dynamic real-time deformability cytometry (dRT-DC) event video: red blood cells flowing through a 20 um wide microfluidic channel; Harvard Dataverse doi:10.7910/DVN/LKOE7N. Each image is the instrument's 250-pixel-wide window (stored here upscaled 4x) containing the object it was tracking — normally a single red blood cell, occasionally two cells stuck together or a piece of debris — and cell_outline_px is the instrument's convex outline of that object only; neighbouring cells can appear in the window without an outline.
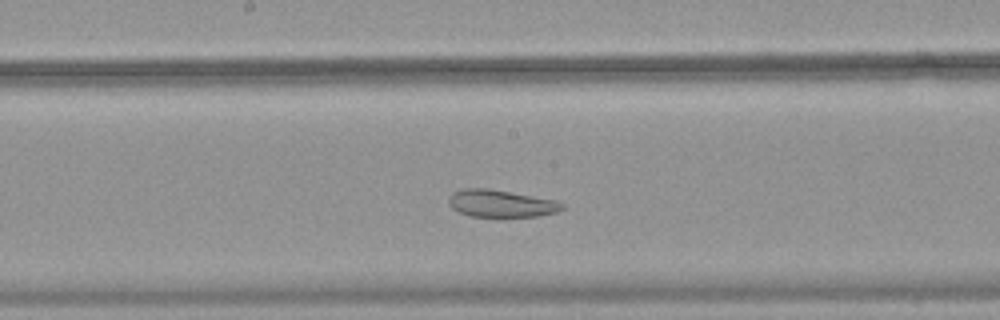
{"species": "common noctule bat (a hibernating species)", "species_latin": "Nyctalus noctula", "temperature_condition": "warm", "stored_images_in_passage": 39, "camera_frame_rate_fps": 3000, "um_per_image_px": 0.085, "animal": {"sex": "female", "body_mass_g": 18.4}, "frame": {"image": 1, "passage_image": 21, "time_ms": 6.667, "image_size_px": [1000, 320], "cell_outline_px": [[564, 208], [556, 212], [540, 216], [468, 216], [452, 208], [448, 204], [448, 196], [452, 192], [464, 188], [488, 188], [556, 200], [564, 204]], "centroid_in_image_um": [42.56, 17.29], "position_along_channel_um": 205.6, "area_um2": 18.03}}
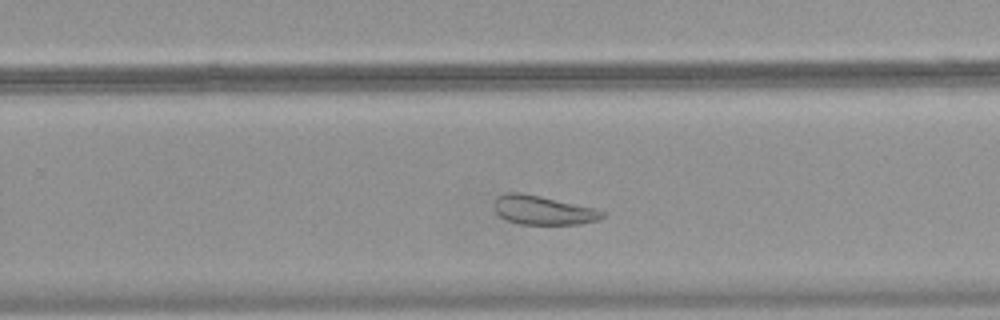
{"frame": {"image": 2, "passage_image": 27, "time_ms": 8.667, "image_size_px": [1000, 320], "cell_outline_px": [[604, 216], [596, 220], [580, 224], [520, 224], [508, 220], [500, 216], [492, 208], [492, 204], [504, 192], [520, 192], [540, 196], [596, 208], [604, 212]], "centroid_in_image_um": [46.13, 17.86], "position_along_channel_um": 283.7, "area_um2": 18.21}}
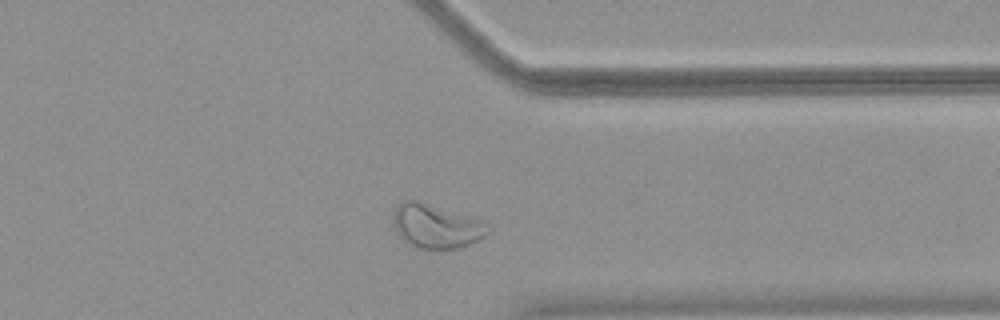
{"frame": {"image": 3, "passage_image": 34, "time_ms": 11.0, "image_size_px": [1000, 320], "cell_outline_px": [[488, 232], [480, 240], [456, 248], [416, 248], [408, 244], [396, 232], [392, 220], [392, 216], [396, 208], [404, 200], [416, 200], [476, 220]], "centroid_in_image_um": [36.94, 19.25], "position_along_channel_um": 374.5, "area_um2": 23.12}}